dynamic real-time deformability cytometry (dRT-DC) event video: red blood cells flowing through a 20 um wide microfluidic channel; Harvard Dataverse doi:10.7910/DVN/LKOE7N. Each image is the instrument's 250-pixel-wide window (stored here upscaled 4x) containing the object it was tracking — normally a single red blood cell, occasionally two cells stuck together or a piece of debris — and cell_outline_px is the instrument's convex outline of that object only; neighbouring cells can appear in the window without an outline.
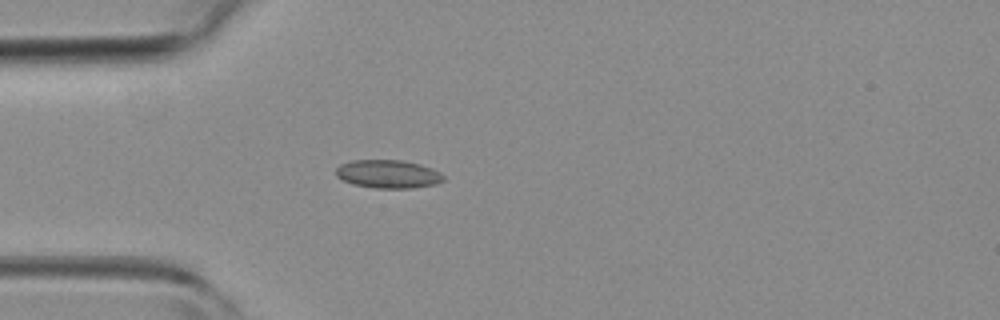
{"species": "common noctule bat (a hibernating species)", "species_latin": "Nyctalus noctula", "temperature_condition": "room temperature", "stored_images_in_passage": 2, "camera_frame_rate_fps": 3000, "um_per_image_px": 0.085, "animal": {"sex": "female", "body_mass_g": 19.3, "forearm_length_mm": 54.1}, "frame": {"image": 1, "passage_image": 2, "time_ms": 2.0, "image_size_px": [1000, 320], "cell_outline_px": [[444, 180], [436, 184], [412, 188], [376, 188], [352, 184], [336, 176], [336, 168], [340, 164], [352, 160], [400, 160], [420, 164], [432, 168], [440, 172], [444, 176]], "centroid_in_image_um": [32.99, 14.79], "position_along_channel_um": 52.0, "area_um2": 17.74}}